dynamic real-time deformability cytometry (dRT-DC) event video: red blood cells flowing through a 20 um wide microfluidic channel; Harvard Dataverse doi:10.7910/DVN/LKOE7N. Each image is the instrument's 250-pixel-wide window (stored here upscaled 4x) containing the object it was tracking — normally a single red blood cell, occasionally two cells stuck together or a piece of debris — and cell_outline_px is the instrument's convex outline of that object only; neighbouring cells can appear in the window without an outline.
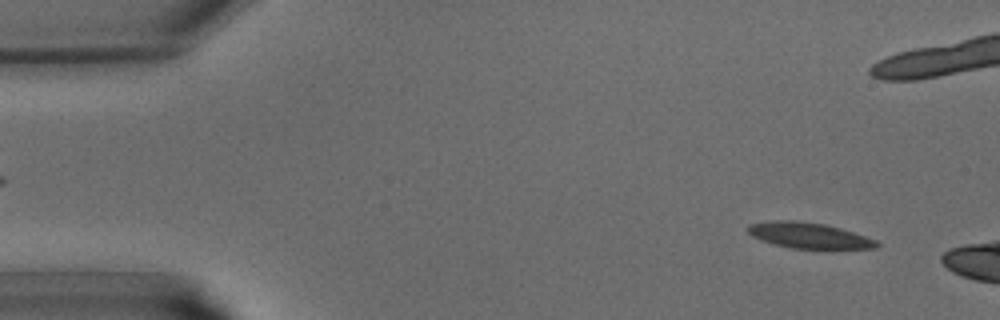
{"species": "common noctule bat (a hibernating species)", "species_latin": "Nyctalus noctula", "temperature_condition": "warm", "stored_images_in_passage": 38, "camera_frame_rate_fps": 3000, "um_per_image_px": 0.085, "animal": {"sex": "male", "body_mass_g": 15.6}, "frame": {"image": 1, "passage_image": 3, "time_ms": 0.667, "image_size_px": [1000, 320], "cell_outline_px": [[880, 244], [876, 248], [792, 248], [760, 240], [752, 236], [748, 232], [748, 224], [772, 220], [796, 220], [824, 224], [840, 228], [876, 240]], "centroid_in_image_um": [68.71, 20.0], "position_along_channel_um": 16.3, "area_um2": 19.02}}
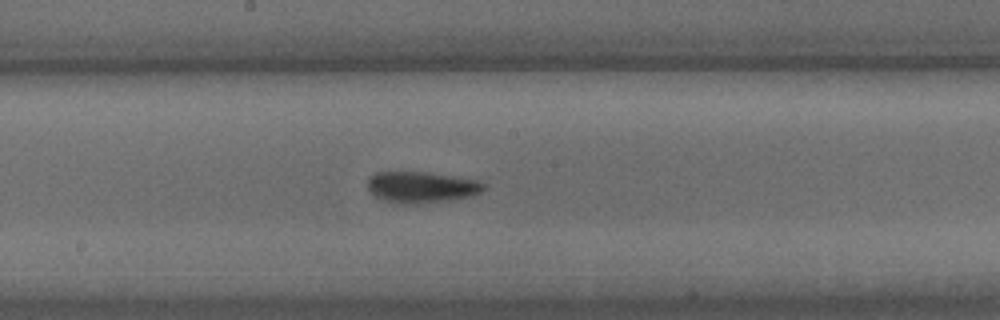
{"frame": {"image": 2, "passage_image": 21, "time_ms": 6.667, "image_size_px": [1000, 320], "cell_outline_px": [[484, 188], [480, 192], [468, 196], [448, 200], [416, 204], [404, 204], [384, 200], [376, 196], [368, 188], [368, 176], [376, 172], [428, 172], [476, 180], [484, 184]], "centroid_in_image_um": [35.77, 15.9], "position_along_channel_um": 212.4, "area_um2": 20.81}}
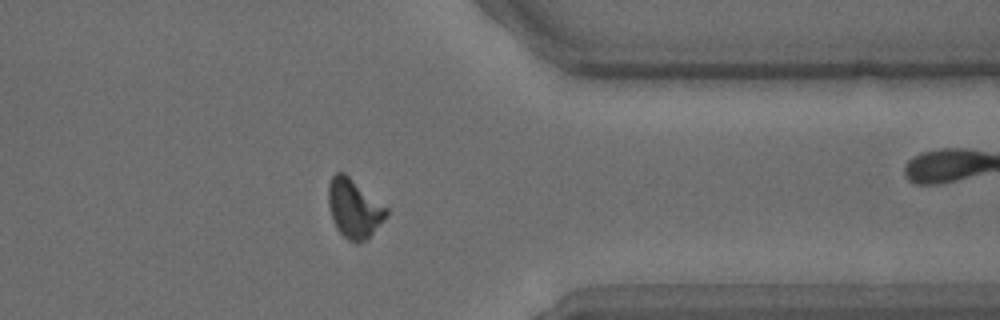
{"frame": {"image": 3, "passage_image": 32, "time_ms": 10.333, "image_size_px": [1000, 320], "cell_outline_px": [[388, 216], [364, 240], [356, 244], [348, 240], [336, 228], [332, 220], [328, 204], [328, 184], [332, 176], [336, 172], [344, 172], [388, 208]], "centroid_in_image_um": [30.08, 17.7], "position_along_channel_um": 381.3, "area_um2": 19.83}}